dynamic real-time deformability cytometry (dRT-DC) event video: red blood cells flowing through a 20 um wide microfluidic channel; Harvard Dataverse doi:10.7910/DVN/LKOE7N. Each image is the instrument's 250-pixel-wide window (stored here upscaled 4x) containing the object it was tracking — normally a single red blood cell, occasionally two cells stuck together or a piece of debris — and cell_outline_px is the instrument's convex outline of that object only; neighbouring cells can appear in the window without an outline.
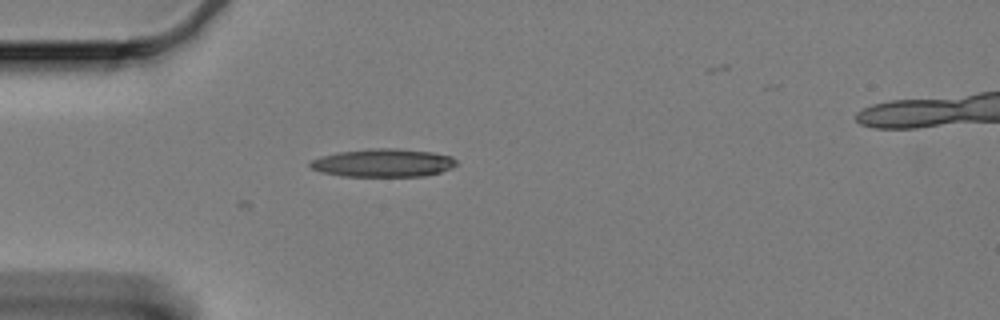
{"species": "Egyptian fruit bat (a non-hibernating species)", "species_latin": "Rousettus aegyptiacus", "temperature_condition": "cold", "stored_images_in_passage": 8, "camera_frame_rate_fps": 3000, "um_per_image_px": 0.085, "animal": {"sex": "female"}, "frame": {"image": 1, "passage_image": 1, "time_ms": 0.0, "image_size_px": [1000, 320], "cell_outline_px": [[456, 164], [452, 168], [440, 172], [424, 176], [344, 176], [320, 172], [312, 168], [308, 164], [312, 160], [320, 156], [340, 152], [372, 148], [396, 148], [432, 152], [452, 156], [456, 160]], "centroid_in_image_um": [32.58, 13.84], "position_along_channel_um": 52.4, "area_um2": 23.93}}
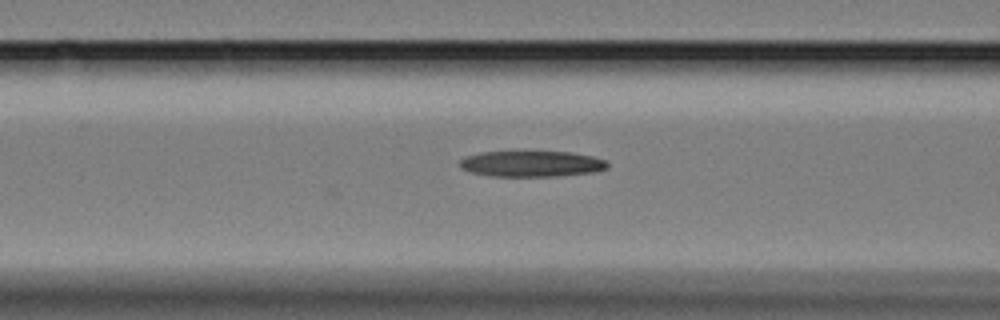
{"frame": {"image": 2, "passage_image": 8, "time_ms": 2.333, "image_size_px": [1000, 320], "cell_outline_px": [[608, 168], [596, 172], [560, 176], [488, 176], [472, 172], [460, 168], [460, 160], [464, 156], [480, 152], [572, 152], [592, 156], [604, 160], [608, 164]], "centroid_in_image_um": [45.18, 13.93], "position_along_channel_um": 121.4, "area_um2": 22.37}}